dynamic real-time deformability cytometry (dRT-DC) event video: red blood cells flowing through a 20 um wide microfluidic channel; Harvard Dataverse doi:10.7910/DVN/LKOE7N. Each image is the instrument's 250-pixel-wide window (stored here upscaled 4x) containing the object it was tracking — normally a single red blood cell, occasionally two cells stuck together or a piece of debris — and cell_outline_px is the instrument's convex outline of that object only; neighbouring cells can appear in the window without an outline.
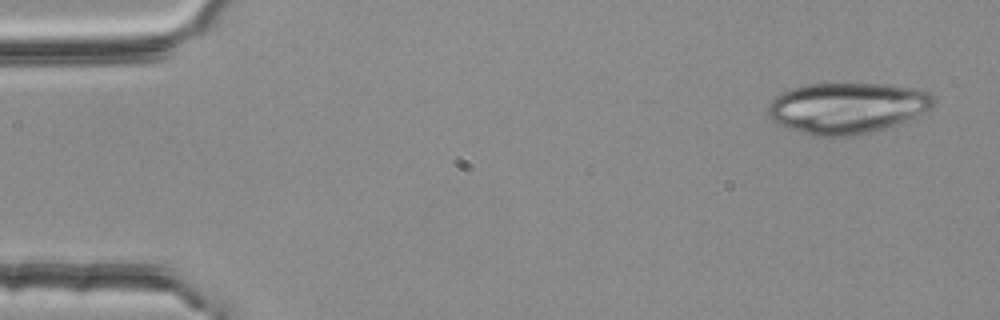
{"species": "common noctule bat (a hibernating species)", "species_latin": "Nyctalus noctula", "temperature_condition": "room temperature", "stored_images_in_passage": 4, "camera_frame_rate_fps": 3000, "um_per_image_px": 0.085, "animal": {"sex": "female", "body_mass_g": 25.1}, "frame": {"image": 1, "passage_image": 1, "time_ms": 0.0, "image_size_px": [1000, 320], "cell_outline_px": [[936, 100], [932, 108], [904, 120], [884, 128], [852, 136], [812, 136], [776, 124], [768, 116], [768, 104], [780, 92], [792, 88], [808, 84], [892, 84], [928, 88], [932, 92]], "centroid_in_image_um": [72.03, 9.15], "position_along_channel_um": 13.0, "area_um2": 49.59}}